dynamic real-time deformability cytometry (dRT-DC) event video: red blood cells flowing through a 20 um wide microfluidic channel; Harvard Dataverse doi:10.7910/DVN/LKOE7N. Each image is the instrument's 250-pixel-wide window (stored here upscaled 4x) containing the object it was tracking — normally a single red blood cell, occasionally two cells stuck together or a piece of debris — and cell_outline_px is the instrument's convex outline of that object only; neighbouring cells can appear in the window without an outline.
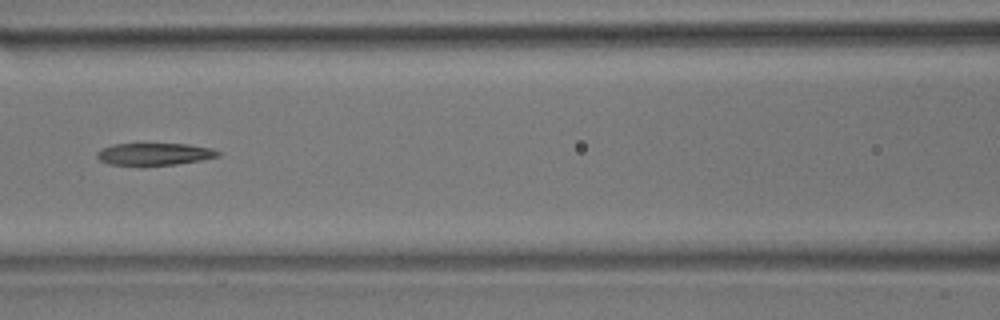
{"species": "common noctule bat (a hibernating species)", "species_latin": "Nyctalus noctula", "temperature_condition": "room temperature", "stored_images_in_passage": 8, "camera_frame_rate_fps": 3000, "um_per_image_px": 0.085, "animal": {"sex": "male", "body_mass_g": 17.9}, "frame": {"image": 1, "passage_image": 5, "time_ms": 6.333, "image_size_px": [1000, 320], "cell_outline_px": [[220, 156], [200, 160], [176, 164], [144, 168], [140, 168], [108, 164], [100, 160], [96, 156], [96, 152], [100, 148], [112, 144], [188, 144], [212, 148], [220, 152]], "centroid_in_image_um": [13.05, 13.14], "position_along_channel_um": 153.6, "area_um2": 16.42}}
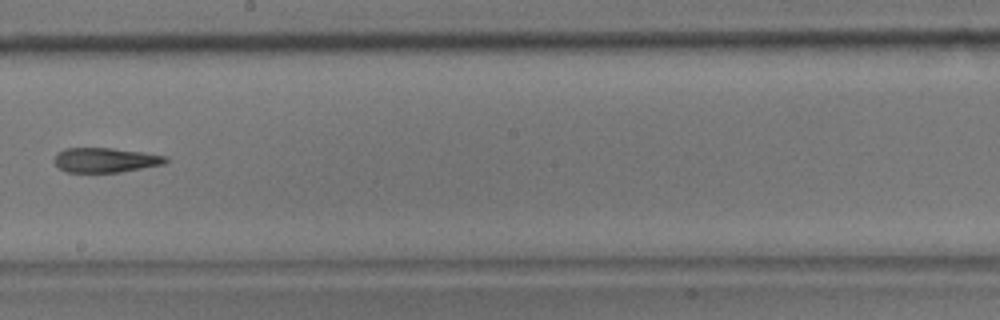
{"frame": {"image": 2, "passage_image": 7, "time_ms": 8.667, "image_size_px": [1000, 320], "cell_outline_px": [[168, 160], [164, 164], [120, 172], [64, 172], [52, 160], [56, 152], [64, 148], [112, 148], [144, 152], [168, 156]], "centroid_in_image_um": [8.93, 13.6], "position_along_channel_um": 239.3, "area_um2": 16.18}}
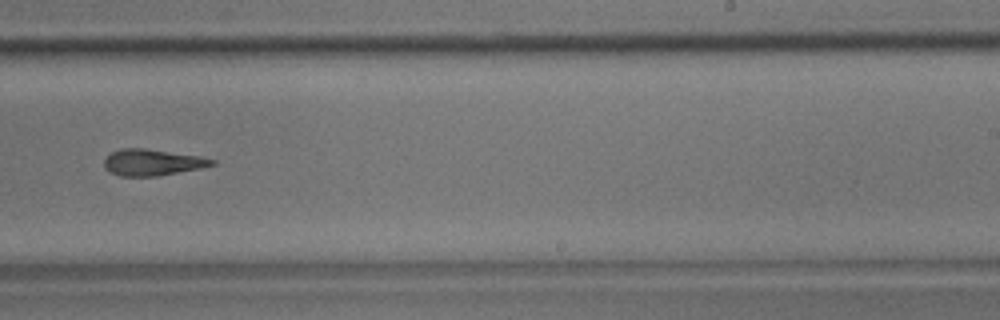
{"frame": {"image": 3, "passage_image": 8, "time_ms": 9.667, "image_size_px": [1000, 320], "cell_outline_px": [[216, 164], [200, 168], [156, 176], [120, 176], [104, 168], [104, 160], [112, 152], [120, 148], [144, 148], [200, 156], [216, 160]], "centroid_in_image_um": [12.95, 13.79], "position_along_channel_um": 276.1, "area_um2": 16.42}}